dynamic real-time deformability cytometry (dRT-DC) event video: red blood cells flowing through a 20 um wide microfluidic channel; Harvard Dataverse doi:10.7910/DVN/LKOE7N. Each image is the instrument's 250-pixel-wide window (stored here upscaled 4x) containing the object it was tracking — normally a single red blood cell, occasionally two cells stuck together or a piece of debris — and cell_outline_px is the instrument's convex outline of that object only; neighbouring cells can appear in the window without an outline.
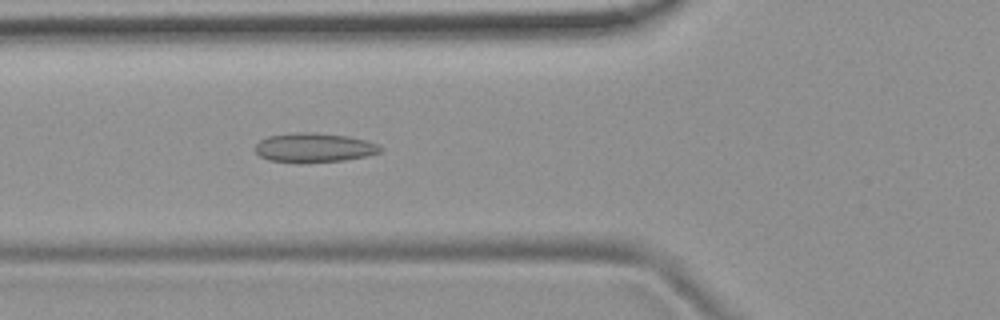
{"species": "common noctule bat (a hibernating species)", "species_latin": "Nyctalus noctula", "temperature_condition": "room temperature", "stored_images_in_passage": 52, "camera_frame_rate_fps": 3000, "um_per_image_px": 0.085, "animal": {"sex": "female", "body_mass_g": 19.9}, "frame": {"image": 1, "passage_image": 19, "time_ms": 6.0, "image_size_px": [1000, 320], "cell_outline_px": [[384, 148], [380, 152], [368, 156], [344, 160], [300, 164], [268, 160], [260, 156], [256, 152], [256, 144], [260, 140], [268, 136], [296, 132], [316, 132], [348, 136], [380, 144]], "centroid_in_image_um": [26.71, 12.56], "position_along_channel_um": 99.1, "area_um2": 21.79}}
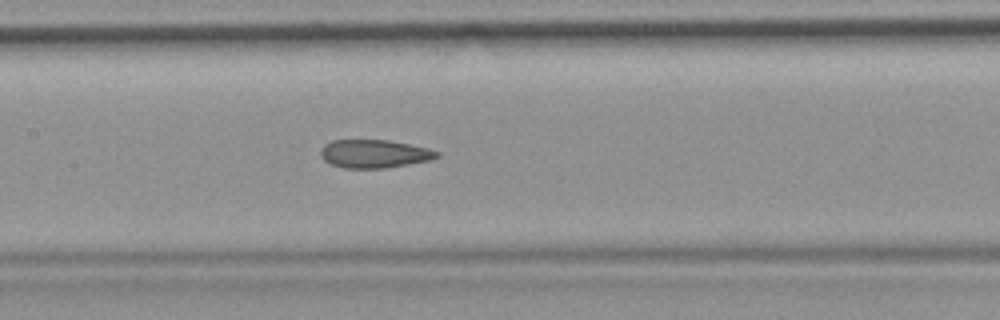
{"frame": {"image": 2, "passage_image": 25, "time_ms": 8.0, "image_size_px": [1000, 320], "cell_outline_px": [[440, 156], [432, 160], [384, 168], [344, 168], [332, 164], [324, 160], [320, 156], [320, 148], [324, 144], [332, 140], [388, 140], [428, 148], [440, 152]], "centroid_in_image_um": [31.81, 13.07], "position_along_channel_um": 175.6, "area_um2": 19.19}}
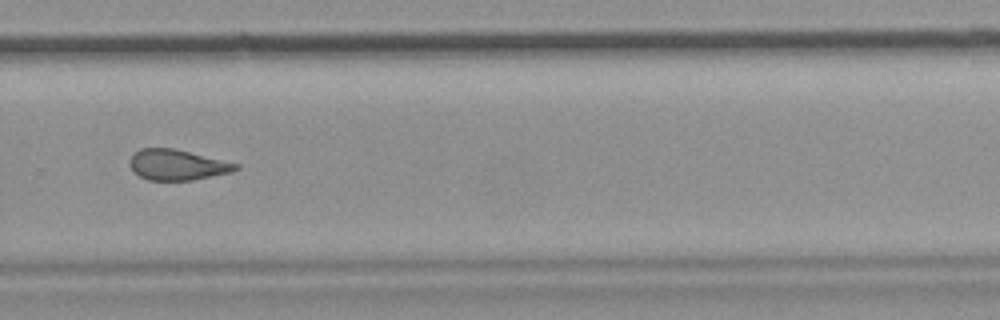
{"frame": {"image": 3, "passage_image": 36, "time_ms": 11.667, "image_size_px": [1000, 320], "cell_outline_px": [[240, 168], [232, 172], [192, 180], [148, 180], [132, 172], [128, 164], [128, 160], [140, 148], [172, 148], [240, 164]], "centroid_in_image_um": [15.04, 14.02], "position_along_channel_um": 314.8, "area_um2": 18.9}, "authors_computed_cell_mechanics": {"area_um2": 20.2878, "velocity_mm_per_s": 3.813, "shape_relaxation_time_tau1_ms": null, "shape_relaxation_time_tau2_ms": 1.9657, "deformation_change_tau1": null, "deformation_change_tau2": 0.1042}}